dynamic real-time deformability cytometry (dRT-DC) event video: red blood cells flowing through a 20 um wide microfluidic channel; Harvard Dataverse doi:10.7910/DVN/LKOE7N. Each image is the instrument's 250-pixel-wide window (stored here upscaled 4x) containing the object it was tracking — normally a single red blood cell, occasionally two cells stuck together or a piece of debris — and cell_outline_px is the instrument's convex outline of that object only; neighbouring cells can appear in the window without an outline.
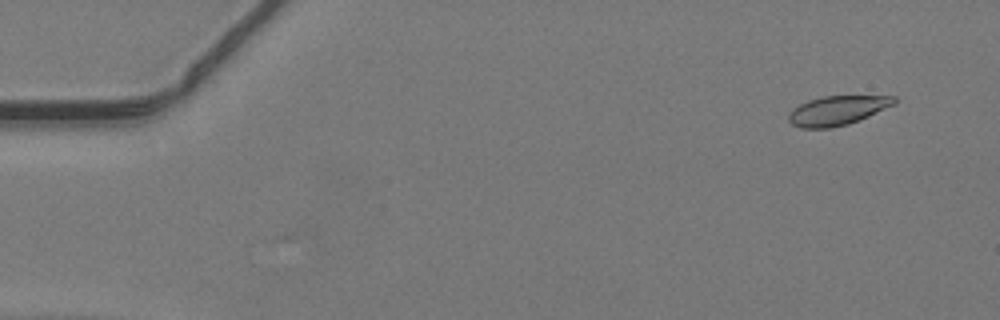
{"species": "common noctule bat (a hibernating species)", "species_latin": "Nyctalus noctula", "temperature_condition": "warm", "stored_images_in_passage": 4, "camera_frame_rate_fps": 3000, "um_per_image_px": 0.085, "animal": {"sex": "male", "body_mass_g": 19.2, "forearm_length_mm": 51.8}, "frame": {"image": 1, "passage_image": 4, "time_ms": 1.0, "image_size_px": [1000, 320], "cell_outline_px": [[896, 104], [868, 116], [848, 124], [832, 128], [800, 128], [792, 124], [788, 120], [788, 112], [792, 108], [808, 100], [824, 96], [896, 96]], "centroid_in_image_um": [71.15, 9.39], "position_along_channel_um": 13.9, "area_um2": 18.09}}